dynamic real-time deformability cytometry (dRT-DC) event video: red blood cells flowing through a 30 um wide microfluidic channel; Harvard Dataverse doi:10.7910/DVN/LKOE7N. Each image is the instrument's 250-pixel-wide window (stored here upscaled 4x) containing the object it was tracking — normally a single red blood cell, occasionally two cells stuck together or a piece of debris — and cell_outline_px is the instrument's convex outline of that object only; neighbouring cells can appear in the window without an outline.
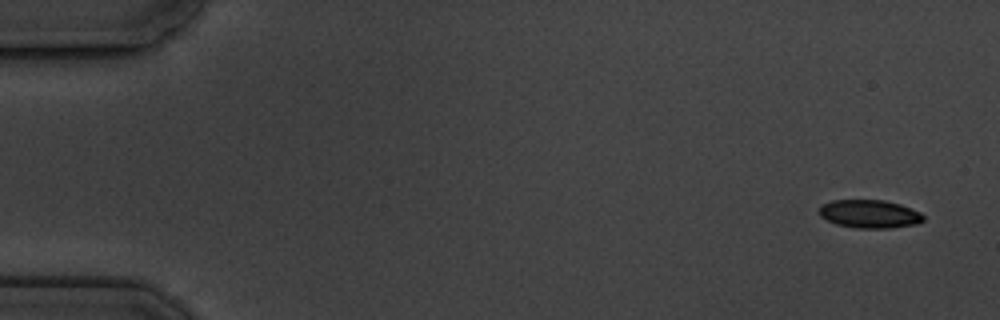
{"species": "common noctule bat (a hibernating species)", "species_latin": "Nyctalus noctula", "temperature_condition": "cold", "stored_images_in_passage": 15, "camera_frame_rate_fps": 3000, "um_per_image_px": 0.085, "animal": {"sex": "male", "body_mass_g": 19.5, "forearm_length_mm": 54.6}, "frame": {"image": 1, "passage_image": 1, "time_ms": 0.0, "image_size_px": [1000, 320], "cell_outline_px": [[924, 220], [916, 224], [888, 228], [856, 228], [836, 224], [820, 216], [820, 204], [832, 200], [884, 200], [900, 204], [920, 212], [924, 216]], "centroid_in_image_um": [73.9, 18.18], "position_along_channel_um": 11.1, "area_um2": 17.11}}
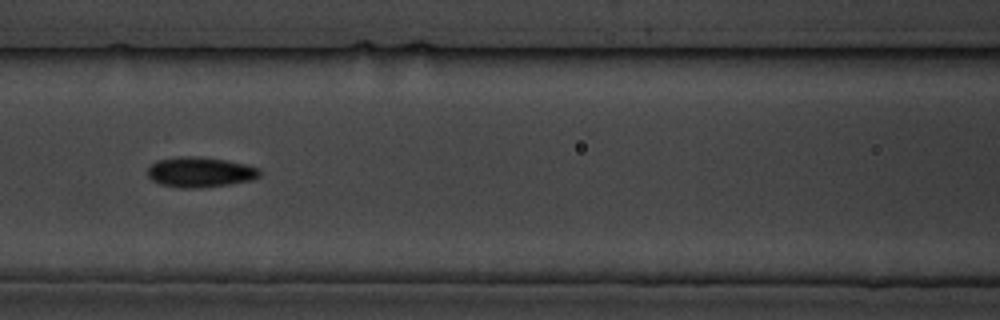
{"frame": {"image": 2, "passage_image": 7, "time_ms": 7.667, "image_size_px": [1000, 320], "cell_outline_px": [[260, 176], [252, 180], [228, 184], [200, 188], [180, 188], [160, 184], [152, 180], [148, 176], [148, 168], [156, 160], [180, 156], [192, 156], [224, 160], [244, 164], [256, 168], [260, 172]], "centroid_in_image_um": [16.96, 14.64], "position_along_channel_um": 149.6, "area_um2": 19.54}}
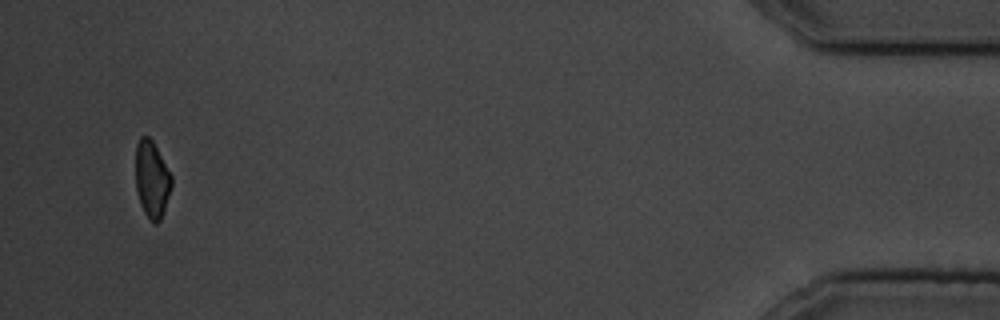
{"frame": {"image": 3, "passage_image": 15, "time_ms": 17.667, "image_size_px": [1000, 320], "cell_outline_px": [[172, 184], [160, 220], [156, 224], [152, 224], [148, 220], [140, 204], [136, 188], [136, 144], [140, 136], [148, 136], [152, 140], [172, 176]], "centroid_in_image_um": [12.89, 15.25], "position_along_channel_um": 422.3, "area_um2": 16.01}, "authors_computed_cell_mechanics": {"area_um2": 18.0336, "velocity_mm_per_s": 3.484, "shape_relaxation_time_tau1_ms": 1.6004, "shape_relaxation_time_tau2_ms": null, "deformation_change_tau1": 0.0718, "deformation_change_tau2": null}}